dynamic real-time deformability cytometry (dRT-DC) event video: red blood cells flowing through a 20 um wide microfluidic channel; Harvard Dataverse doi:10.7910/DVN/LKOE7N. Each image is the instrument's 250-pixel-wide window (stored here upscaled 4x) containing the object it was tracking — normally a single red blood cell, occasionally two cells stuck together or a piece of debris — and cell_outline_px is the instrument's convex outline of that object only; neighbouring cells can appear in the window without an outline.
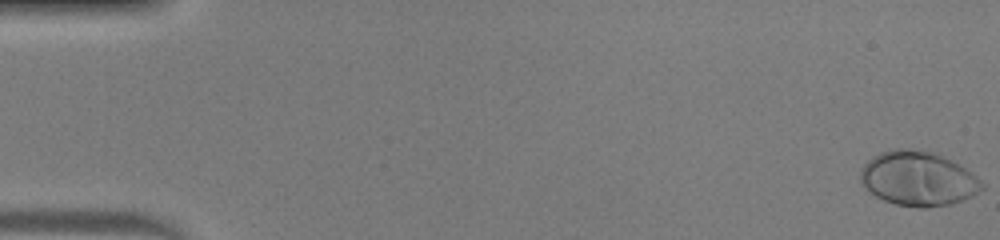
{"species": "human", "species_latin": "Homo sapiens", "temperature_condition": "warm", "stored_images_in_passage": 49, "camera_frame_rate_fps": 3000, "um_per_image_px": 0.085, "donor": {"sex": "male"}, "frame": {"image": 1, "passage_image": 1, "time_ms": 0.0, "image_size_px": [1000, 240], "cell_outline_px": [[984, 188], [972, 196], [948, 204], [928, 208], [920, 208], [896, 204], [884, 200], [876, 196], [864, 188], [860, 180], [860, 168], [872, 156], [880, 152], [892, 148], [908, 148], [932, 152], [964, 168], [976, 176], [984, 184]], "centroid_in_image_um": [77.98, 15.18], "position_along_channel_um": 7.0, "area_um2": 38.38}}
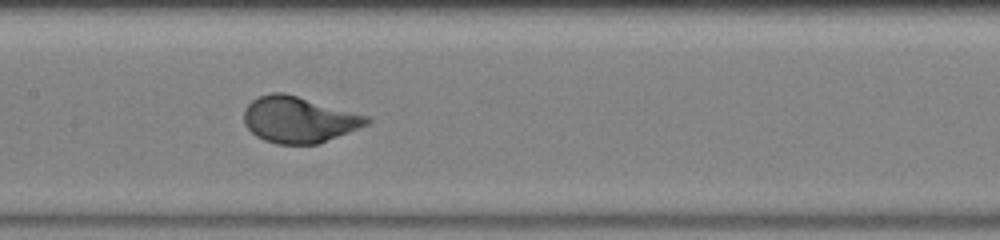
{"frame": {"image": 2, "passage_image": 25, "time_ms": 8.0, "image_size_px": [1000, 240], "cell_outline_px": [[372, 120], [368, 124], [360, 128], [320, 144], [276, 144], [264, 140], [256, 136], [244, 124], [244, 108], [252, 100], [260, 96], [272, 92], [284, 92], [368, 116]], "centroid_in_image_um": [25.4, 10.18], "position_along_channel_um": 182.0, "area_um2": 33.12}}
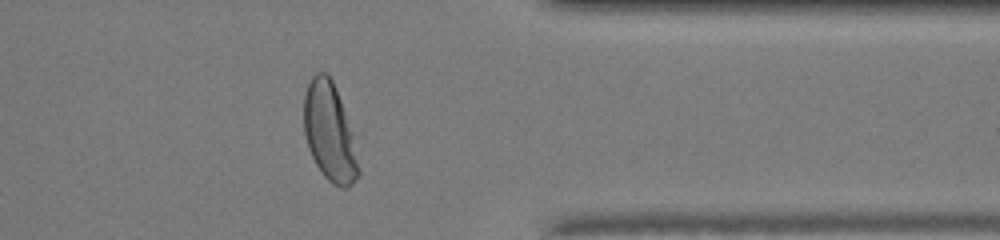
{"frame": {"image": 3, "passage_image": 40, "time_ms": 13.0, "image_size_px": [1000, 240], "cell_outline_px": [[360, 176], [348, 188], [340, 188], [332, 184], [324, 176], [316, 164], [308, 148], [304, 132], [304, 92], [312, 76], [316, 72], [328, 72], [332, 80], [340, 100], [352, 132], [360, 168]], "centroid_in_image_um": [28.01, 11.26], "position_along_channel_um": 383.4, "area_um2": 31.33}, "authors_computed_cell_mechanics": {"area_um2": 33.235, "velocity_mm_per_s": 4.2335, "shape_relaxation_time_tau1_ms": 2.0944, "shape_relaxation_time_tau2_ms": null, "deformation_change_tau1": 0.1784, "deformation_change_tau2": null}}